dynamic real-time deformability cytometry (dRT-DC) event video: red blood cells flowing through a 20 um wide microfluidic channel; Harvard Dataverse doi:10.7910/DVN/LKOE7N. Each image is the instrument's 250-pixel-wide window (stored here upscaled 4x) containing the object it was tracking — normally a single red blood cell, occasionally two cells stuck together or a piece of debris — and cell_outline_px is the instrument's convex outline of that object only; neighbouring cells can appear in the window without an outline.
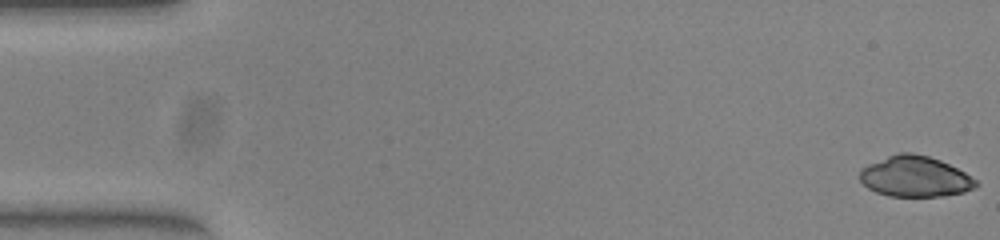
{"species": "common noctule bat (a hibernating species)", "species_latin": "Nyctalus noctula", "temperature_condition": "warm", "stored_images_in_passage": 52, "camera_frame_rate_fps": 3000, "um_per_image_px": 0.085, "animal": {"sex": "female", "body_mass_g": 23.0, "forearm_length_mm": 53.4}, "frame": {"image": 1, "passage_image": 1, "time_ms": 0.0, "image_size_px": [1000, 240], "cell_outline_px": [[980, 184], [976, 188], [964, 192], [944, 196], [888, 196], [876, 192], [868, 188], [860, 180], [860, 168], [868, 164], [888, 156], [900, 152], [912, 152], [928, 156], [940, 160], [964, 172], [976, 180]], "centroid_in_image_um": [77.78, 15.01], "position_along_channel_um": 7.2, "area_um2": 27.57}}
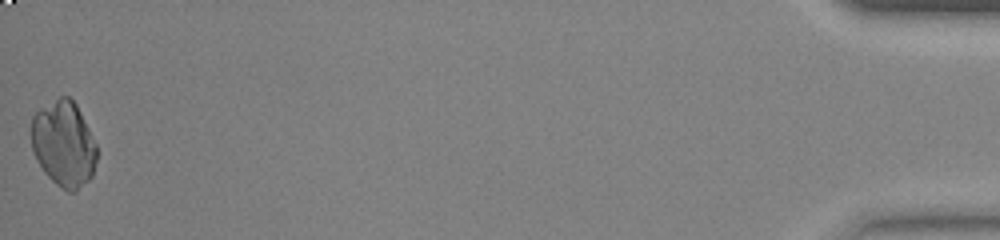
{"frame": {"image": 2, "passage_image": 52, "time_ms": 17.0, "image_size_px": [1000, 240], "cell_outline_px": [[96, 160], [92, 176], [76, 192], [68, 192], [56, 184], [44, 172], [36, 160], [32, 148], [32, 116], [40, 108], [60, 96], [68, 96], [76, 104], [96, 144]], "centroid_in_image_um": [5.41, 12.24], "position_along_channel_um": 429.8, "area_um2": 32.54}}